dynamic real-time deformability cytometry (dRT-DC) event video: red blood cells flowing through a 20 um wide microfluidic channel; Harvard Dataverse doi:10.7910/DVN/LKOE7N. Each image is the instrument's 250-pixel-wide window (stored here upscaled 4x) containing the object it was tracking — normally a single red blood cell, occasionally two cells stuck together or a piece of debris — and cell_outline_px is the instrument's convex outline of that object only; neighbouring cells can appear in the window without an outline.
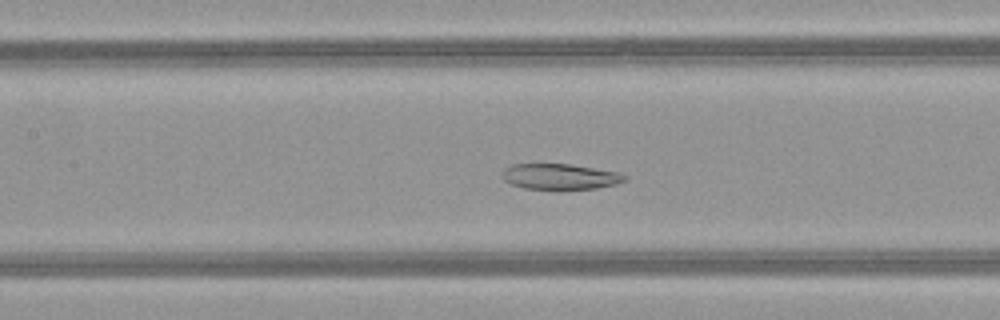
{"species": "common noctule bat (a hibernating species)", "species_latin": "Nyctalus noctula", "temperature_condition": "warm", "stored_images_in_passage": 39, "camera_frame_rate_fps": 3000, "um_per_image_px": 0.085, "animal": {"sex": "female", "body_mass_g": 21.9}, "frame": {"image": 1, "passage_image": 12, "time_ms": 3.667, "image_size_px": [1000, 320], "cell_outline_px": [[628, 180], [616, 184], [596, 188], [524, 188], [512, 184], [504, 180], [504, 168], [512, 164], [568, 164], [620, 172], [628, 176]], "centroid_in_image_um": [47.66, 14.99], "position_along_channel_um": 159.7, "area_um2": 17.98}}
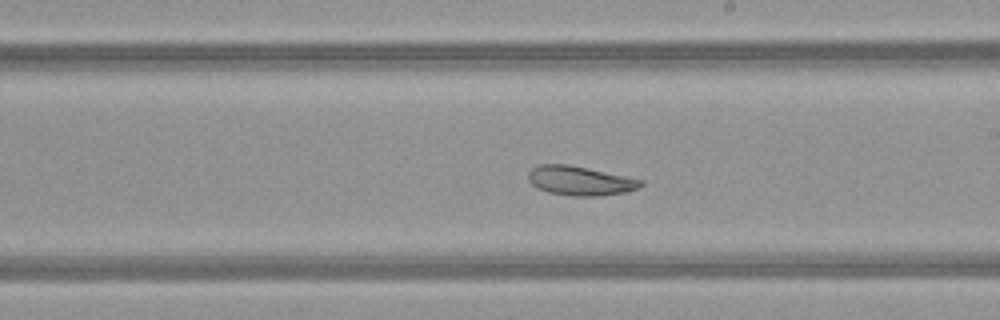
{"frame": {"image": 2, "passage_image": 18, "time_ms": 5.667, "image_size_px": [1000, 320], "cell_outline_px": [[644, 184], [640, 188], [628, 192], [604, 196], [572, 196], [548, 192], [536, 188], [528, 180], [528, 172], [532, 168], [540, 164], [568, 164], [644, 180]], "centroid_in_image_um": [49.33, 15.38], "position_along_channel_um": 239.7, "area_um2": 19.42}}
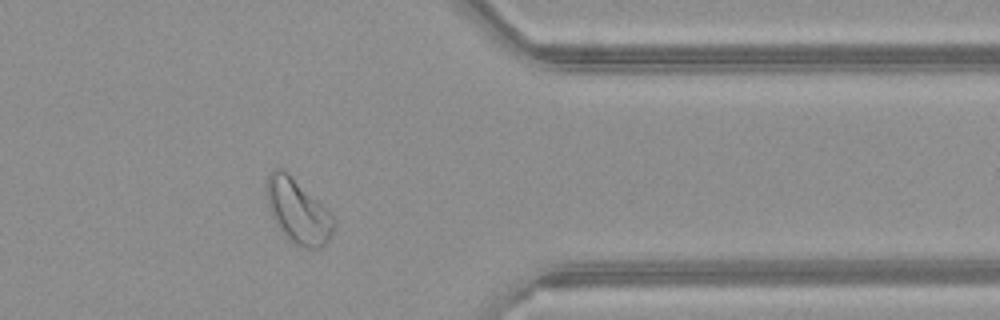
{"frame": {"image": 3, "passage_image": 30, "time_ms": 9.667, "image_size_px": [1000, 320], "cell_outline_px": [[336, 224], [328, 240], [320, 248], [304, 248], [292, 244], [280, 232], [268, 208], [264, 188], [264, 184], [272, 168], [284, 168], [332, 212], [336, 220]], "centroid_in_image_um": [25.3, 17.92], "position_along_channel_um": 386.1, "area_um2": 26.07}}